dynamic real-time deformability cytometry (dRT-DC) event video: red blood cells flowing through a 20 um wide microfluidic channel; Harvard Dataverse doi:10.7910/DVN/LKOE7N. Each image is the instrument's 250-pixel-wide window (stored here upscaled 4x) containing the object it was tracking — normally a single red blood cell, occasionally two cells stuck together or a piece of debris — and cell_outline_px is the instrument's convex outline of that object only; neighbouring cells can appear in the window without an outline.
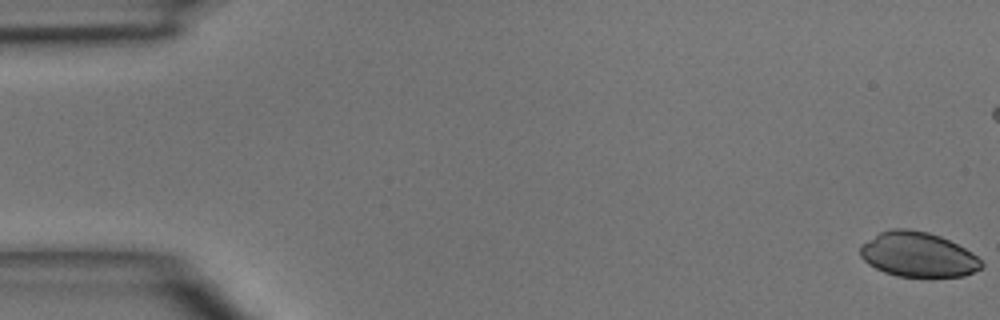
{"species": "common noctule bat (a hibernating species)", "species_latin": "Nyctalus noctula", "temperature_condition": "room temperature", "stored_images_in_passage": 6, "camera_frame_rate_fps": 3000, "um_per_image_px": 0.085, "animal": {"sex": "male", "body_mass_g": 15.6}, "frame": {"image": 1, "passage_image": 1, "time_ms": 0.0, "image_size_px": [1000, 320], "cell_outline_px": [[984, 264], [980, 268], [964, 276], [896, 276], [884, 272], [868, 264], [860, 256], [860, 244], [880, 232], [892, 228], [908, 228], [928, 232], [940, 236], [972, 252]], "centroid_in_image_um": [77.99, 21.62], "position_along_channel_um": 7.0, "area_um2": 31.5}}